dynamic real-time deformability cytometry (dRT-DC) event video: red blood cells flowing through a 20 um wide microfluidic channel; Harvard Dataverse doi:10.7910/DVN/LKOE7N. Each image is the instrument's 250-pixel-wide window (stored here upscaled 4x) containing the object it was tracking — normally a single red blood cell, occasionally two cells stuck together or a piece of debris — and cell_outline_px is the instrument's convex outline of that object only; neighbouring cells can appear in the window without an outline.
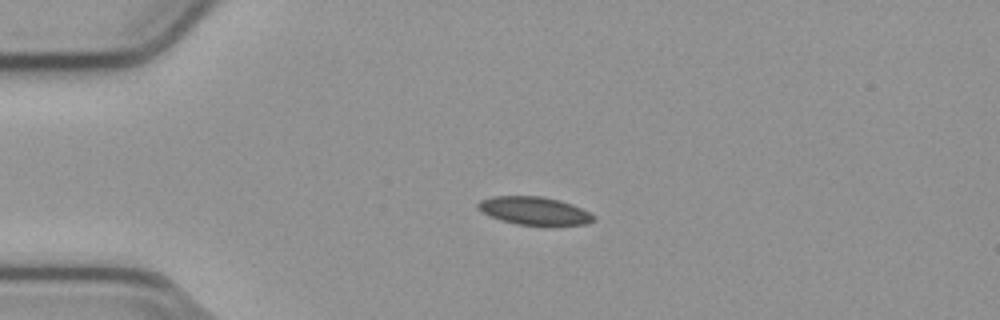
{"species": "common noctule bat (a hibernating species)", "species_latin": "Nyctalus noctula", "temperature_condition": "cold", "stored_images_in_passage": 42, "camera_frame_rate_fps": 3000, "um_per_image_px": 0.085, "animal": {"sex": "male", "body_mass_g": 23.1, "forearm_length_mm": 52.7}, "frame": {"image": 1, "passage_image": 1, "time_ms": 0.0, "image_size_px": [1000, 320], "cell_outline_px": [[596, 220], [588, 224], [552, 228], [548, 228], [516, 224], [500, 220], [476, 208], [476, 204], [480, 200], [492, 196], [540, 196], [560, 200], [572, 204], [596, 216]], "centroid_in_image_um": [45.48, 17.97], "position_along_channel_um": 39.5, "area_um2": 19.71}}
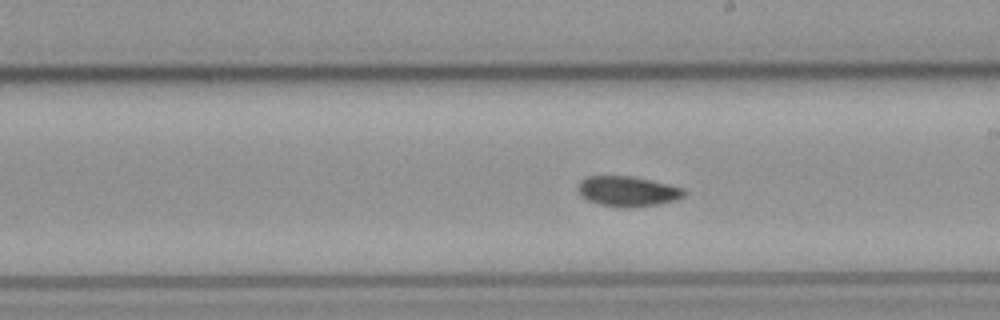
{"frame": {"image": 2, "passage_image": 19, "time_ms": 6.0, "image_size_px": [1000, 320], "cell_outline_px": [[684, 196], [676, 200], [660, 204], [624, 208], [616, 208], [600, 204], [588, 200], [580, 196], [580, 180], [588, 176], [632, 176], [668, 184], [684, 188]], "centroid_in_image_um": [53.36, 16.27], "position_along_channel_um": 235.6, "area_um2": 18.61}}
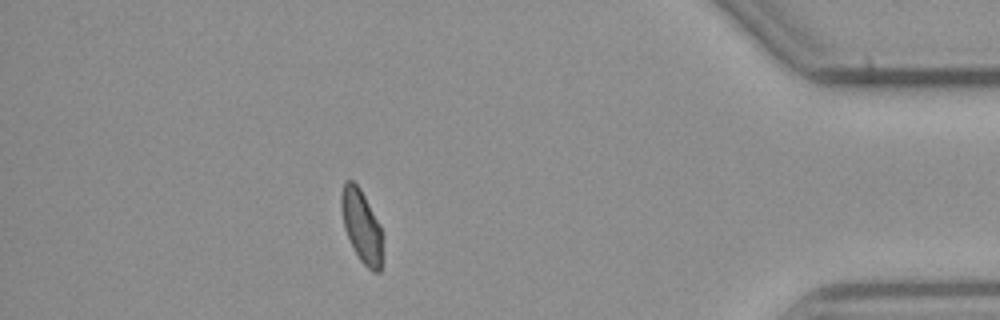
{"frame": {"image": 3, "passage_image": 36, "time_ms": 11.667, "image_size_px": [1000, 320], "cell_outline_px": [[380, 272], [372, 272], [360, 260], [344, 228], [340, 208], [340, 192], [344, 180], [352, 180], [360, 188], [380, 224]], "centroid_in_image_um": [30.67, 19.13], "position_along_channel_um": 404.5, "area_um2": 17.11}}